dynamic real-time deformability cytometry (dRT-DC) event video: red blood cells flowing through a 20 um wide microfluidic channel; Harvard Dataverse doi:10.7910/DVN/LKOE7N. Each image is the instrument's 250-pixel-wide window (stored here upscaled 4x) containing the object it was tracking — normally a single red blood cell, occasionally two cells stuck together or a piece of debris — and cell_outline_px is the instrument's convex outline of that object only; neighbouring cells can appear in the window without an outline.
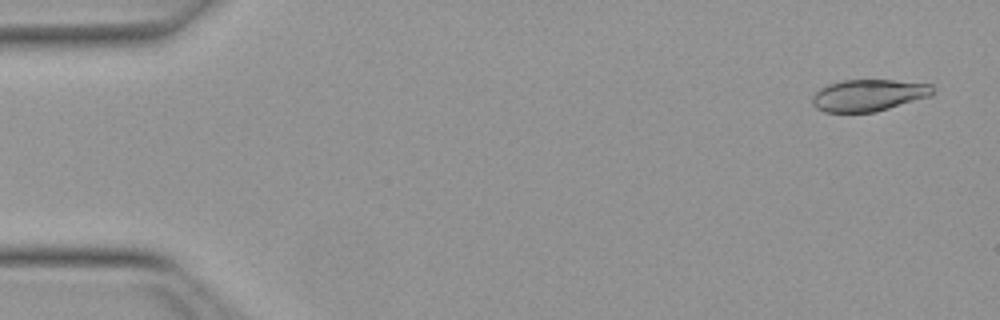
{"species": "Egyptian fruit bat (a non-hibernating species)", "species_latin": "Rousettus aegyptiacus", "temperature_condition": "warm", "stored_images_in_passage": 16, "camera_frame_rate_fps": 3000, "um_per_image_px": 0.085, "animal": {"sex": "female"}, "frame": {"image": 1, "passage_image": 3, "time_ms": 0.667, "image_size_px": [1000, 320], "cell_outline_px": [[936, 92], [932, 96], [876, 112], [824, 112], [816, 108], [812, 104], [812, 96], [820, 88], [828, 84], [844, 80], [892, 80], [932, 84], [936, 88]], "centroid_in_image_um": [73.87, 8.1], "position_along_channel_um": 11.1, "area_um2": 22.6}}
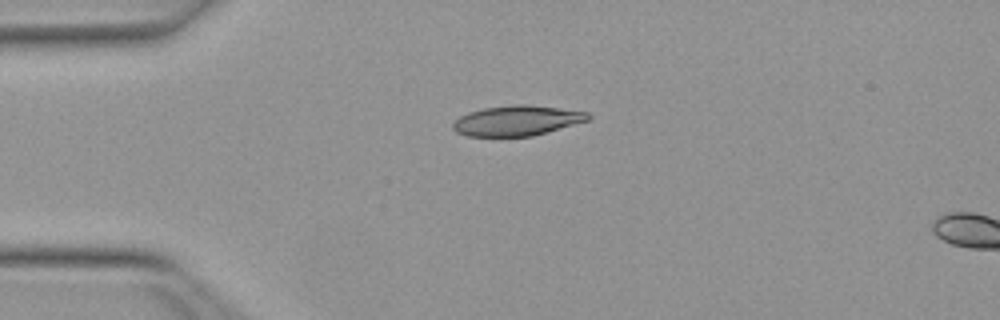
{"frame": {"image": 2, "passage_image": 13, "time_ms": 4.0, "image_size_px": [1000, 320], "cell_outline_px": [[592, 116], [588, 120], [532, 136], [464, 136], [456, 132], [452, 128], [452, 124], [460, 116], [468, 112], [484, 108], [512, 104], [524, 104], [560, 108], [588, 112]], "centroid_in_image_um": [43.91, 10.25], "position_along_channel_um": 41.1, "area_um2": 23.7}}